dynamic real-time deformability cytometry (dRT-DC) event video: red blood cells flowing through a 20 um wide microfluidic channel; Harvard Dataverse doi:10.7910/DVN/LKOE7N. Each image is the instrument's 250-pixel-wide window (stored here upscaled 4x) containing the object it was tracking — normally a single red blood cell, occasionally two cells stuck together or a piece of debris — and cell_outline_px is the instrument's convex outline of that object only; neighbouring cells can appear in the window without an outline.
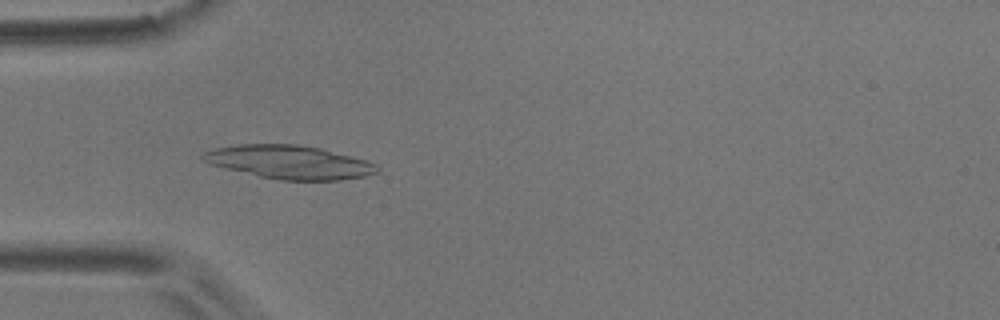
{"species": "common noctule bat (a hibernating species)", "species_latin": "Nyctalus noctula", "temperature_condition": "room temperature", "stored_images_in_passage": 6, "camera_frame_rate_fps": 3000, "um_per_image_px": 0.085, "animal": {"sex": "male", "body_mass_g": 17.9}, "frame": {"image": 1, "passage_image": 5, "time_ms": 5.0, "image_size_px": [1000, 320], "cell_outline_px": [[380, 172], [364, 176], [340, 180], [280, 180], [260, 176], [208, 164], [200, 156], [204, 152], [212, 148], [240, 144], [296, 144], [320, 148], [352, 156], [376, 164], [380, 168]], "centroid_in_image_um": [24.59, 13.77], "position_along_channel_um": 60.4, "area_um2": 33.93}}
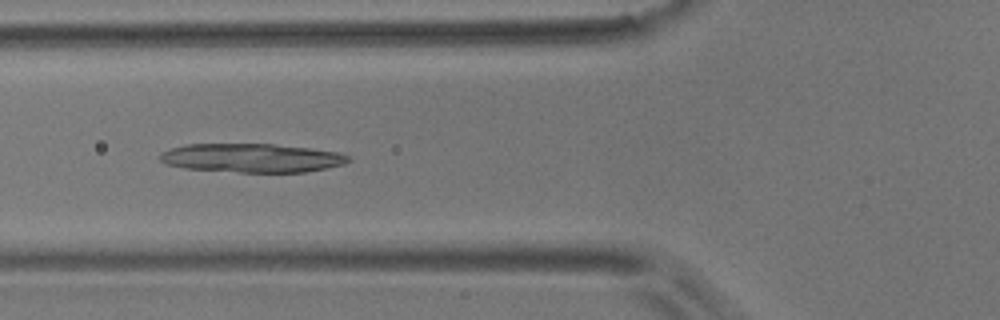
{"frame": {"image": 2, "passage_image": 6, "time_ms": 6.333, "image_size_px": [1000, 320], "cell_outline_px": [[352, 160], [344, 164], [304, 172], [240, 172], [184, 168], [168, 164], [160, 160], [156, 156], [160, 152], [172, 148], [188, 144], [276, 144], [340, 152], [348, 156]], "centroid_in_image_um": [21.39, 13.42], "position_along_channel_um": 104.4, "area_um2": 31.56}}